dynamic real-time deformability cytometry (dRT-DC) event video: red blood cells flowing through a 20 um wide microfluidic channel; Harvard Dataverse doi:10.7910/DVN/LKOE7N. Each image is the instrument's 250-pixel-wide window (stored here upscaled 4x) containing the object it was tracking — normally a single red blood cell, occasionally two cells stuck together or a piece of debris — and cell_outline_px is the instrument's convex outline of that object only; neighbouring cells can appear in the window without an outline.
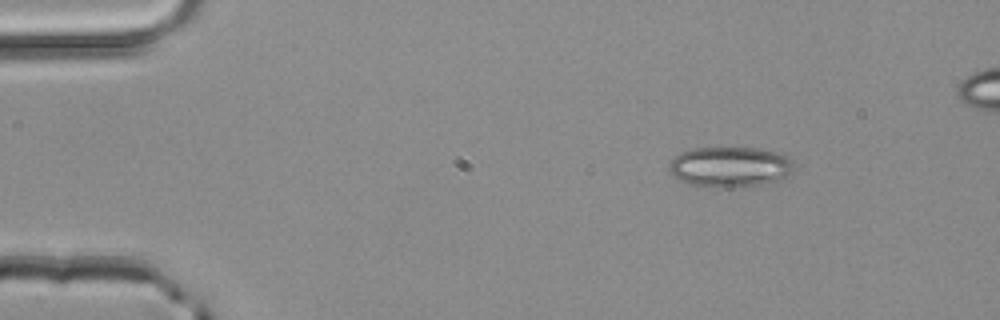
{"species": "common noctule bat (a hibernating species)", "species_latin": "Nyctalus noctula", "temperature_condition": "room temperature", "stored_images_in_passage": 3, "camera_frame_rate_fps": 3000, "um_per_image_px": 0.085, "animal": {"sex": "male", "body_mass_g": 20.4}, "frame": {"image": 1, "passage_image": 1, "time_ms": 0.0, "image_size_px": [1000, 320], "cell_outline_px": [[792, 172], [776, 180], [764, 184], [728, 188], [692, 184], [680, 180], [668, 168], [668, 164], [680, 152], [692, 148], [760, 148], [780, 152], [788, 156], [792, 164]], "centroid_in_image_um": [62.06, 14.16], "position_along_channel_um": 22.9, "area_um2": 29.13}}